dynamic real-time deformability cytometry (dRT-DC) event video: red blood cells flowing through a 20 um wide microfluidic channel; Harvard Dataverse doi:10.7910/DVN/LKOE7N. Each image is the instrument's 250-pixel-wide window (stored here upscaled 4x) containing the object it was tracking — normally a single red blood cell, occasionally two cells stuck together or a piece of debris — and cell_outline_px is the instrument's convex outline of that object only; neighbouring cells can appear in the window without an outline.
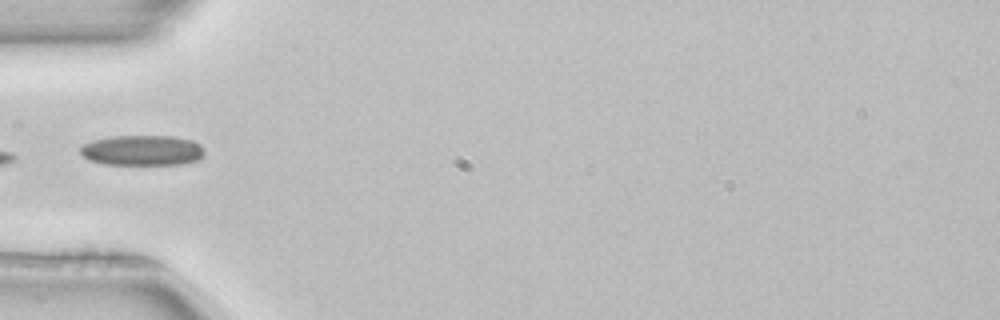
{"species": "common noctule bat (a hibernating species)", "species_latin": "Nyctalus noctula", "temperature_condition": "room temperature", "stored_images_in_passage": 23, "camera_frame_rate_fps": 3000, "um_per_image_px": 0.085, "animal": {"sex": "female", "body_mass_g": 22.7, "forearm_length_mm": 54.2}, "frame": {"image": 1, "passage_image": 1, "time_ms": 0.0, "image_size_px": [1000, 320], "cell_outline_px": [[204, 156], [200, 160], [180, 164], [104, 164], [88, 160], [80, 152], [80, 148], [84, 144], [92, 140], [112, 136], [172, 136], [192, 140], [200, 144], [204, 148]], "centroid_in_image_um": [12.12, 12.78], "position_along_channel_um": 72.9, "area_um2": 22.08}, "authors_computed_cell_mechanics": {"area_um2": 19.941, "velocity_mm_per_s": 3.9437, "shape_relaxation_time_tau1_ms": 9.786, "shape_relaxation_time_tau2_ms": 11.3935, "deformation_change_tau1": 0.1194, "deformation_change_tau2": 0.2208}}